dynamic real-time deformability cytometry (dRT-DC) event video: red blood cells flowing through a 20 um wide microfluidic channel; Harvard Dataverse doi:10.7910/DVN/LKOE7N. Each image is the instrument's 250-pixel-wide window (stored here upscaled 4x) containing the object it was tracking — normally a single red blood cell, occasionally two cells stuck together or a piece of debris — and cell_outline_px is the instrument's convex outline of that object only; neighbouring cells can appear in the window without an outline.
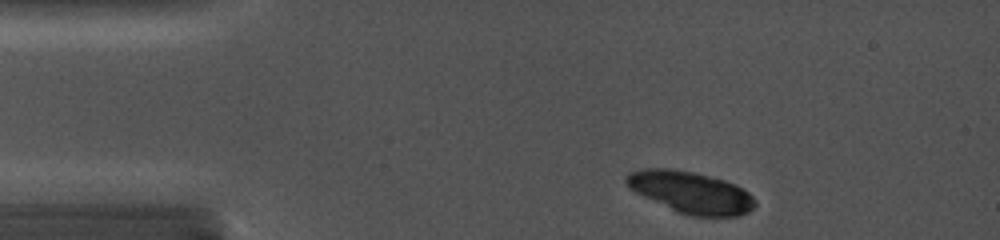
{"species": "common noctule bat (a hibernating species)", "species_latin": "Nyctalus noctula", "temperature_condition": "cold", "stored_images_in_passage": 8, "camera_frame_rate_fps": 5000, "um_per_image_px": 0.085, "animal": {"sex": "female", "body_mass_g": 19.0, "forearm_length_mm": 56.7}, "frame": {"image": 1, "passage_image": 2, "time_ms": 0.2, "image_size_px": [1000, 240], "cell_outline_px": [[756, 204], [748, 212], [740, 216], [692, 216], [676, 212], [636, 192], [624, 180], [624, 176], [628, 172], [644, 168], [668, 168], [692, 172], [724, 180], [736, 184], [748, 192], [756, 200]], "centroid_in_image_um": [58.73, 16.35], "position_along_channel_um": 26.3, "area_um2": 31.15}}